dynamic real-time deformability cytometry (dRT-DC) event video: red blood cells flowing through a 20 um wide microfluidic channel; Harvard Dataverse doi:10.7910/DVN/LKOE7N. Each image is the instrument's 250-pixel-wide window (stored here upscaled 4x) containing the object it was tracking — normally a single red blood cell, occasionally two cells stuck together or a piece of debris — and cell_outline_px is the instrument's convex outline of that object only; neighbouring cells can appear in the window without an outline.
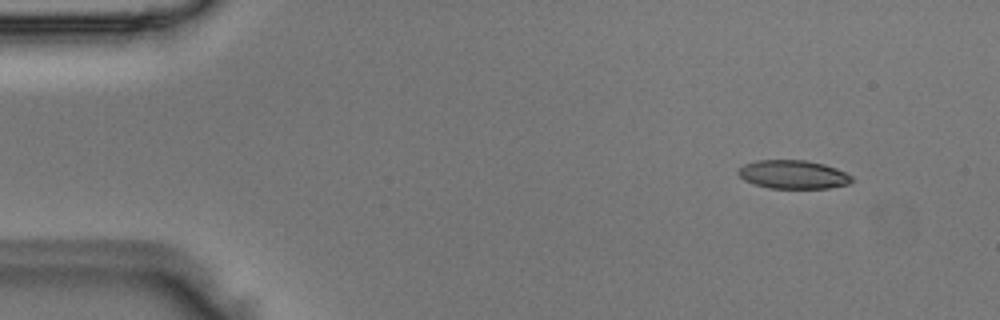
{"species": "Egyptian fruit bat (a non-hibernating species)", "species_latin": "Rousettus aegyptiacus", "temperature_condition": "room temperature", "stored_images_in_passage": 3, "camera_frame_rate_fps": 3000, "um_per_image_px": 0.085, "animal": {"sex": "male"}, "frame": {"image": 1, "passage_image": 1, "time_ms": 0.0, "image_size_px": [1000, 320], "cell_outline_px": [[856, 180], [848, 184], [828, 188], [768, 188], [744, 180], [736, 172], [744, 164], [756, 160], [804, 160], [824, 164], [836, 168], [852, 176]], "centroid_in_image_um": [67.43, 14.83], "position_along_channel_um": 17.6, "area_um2": 18.9}}